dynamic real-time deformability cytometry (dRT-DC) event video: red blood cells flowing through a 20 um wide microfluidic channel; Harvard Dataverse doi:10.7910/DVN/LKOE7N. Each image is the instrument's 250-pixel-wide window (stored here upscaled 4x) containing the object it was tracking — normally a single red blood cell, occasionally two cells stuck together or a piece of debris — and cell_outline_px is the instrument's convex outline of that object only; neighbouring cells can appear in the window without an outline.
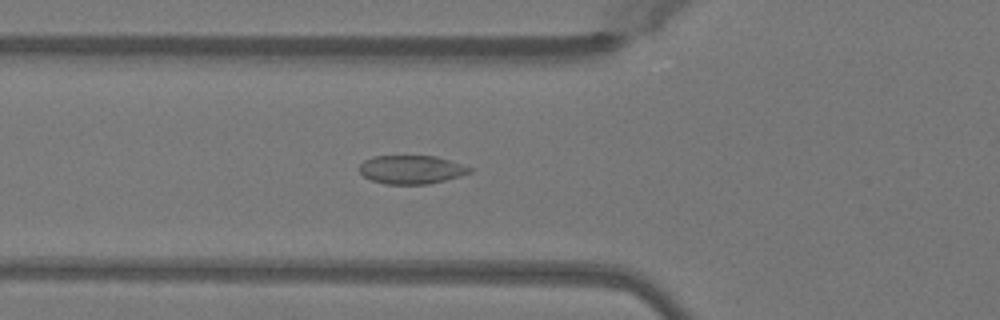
{"species": "Egyptian fruit bat (a non-hibernating species)", "species_latin": "Rousettus aegyptiacus", "temperature_condition": "warm", "stored_images_in_passage": 49, "camera_frame_rate_fps": 3000, "um_per_image_px": 0.085, "animal": {"sex": "female"}, "frame": {"image": 1, "passage_image": 17, "time_ms": 5.333, "image_size_px": [1000, 320], "cell_outline_px": [[472, 172], [460, 176], [428, 184], [384, 184], [372, 180], [364, 176], [360, 172], [360, 164], [364, 160], [372, 156], [436, 156], [472, 168]], "centroid_in_image_um": [34.95, 14.41], "position_along_channel_um": 90.9, "area_um2": 18.21}}
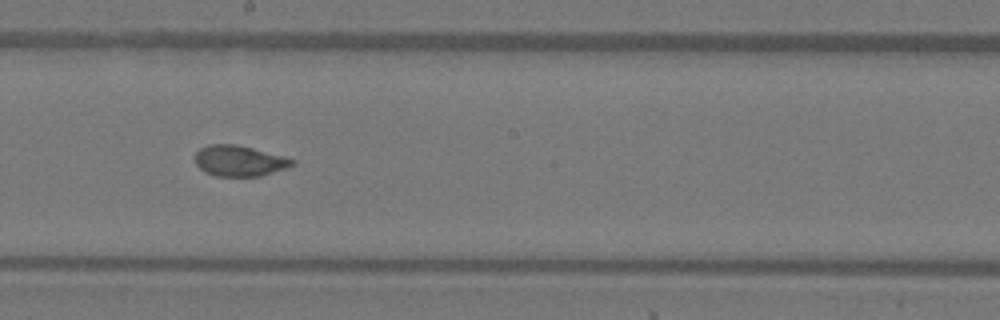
{"frame": {"image": 2, "passage_image": 27, "time_ms": 8.667, "image_size_px": [1000, 320], "cell_outline_px": [[296, 164], [288, 168], [260, 176], [216, 176], [204, 172], [196, 164], [196, 152], [200, 148], [208, 144], [236, 144], [284, 156], [296, 160]], "centroid_in_image_um": [20.37, 13.67], "position_along_channel_um": 227.8, "area_um2": 17.51}}
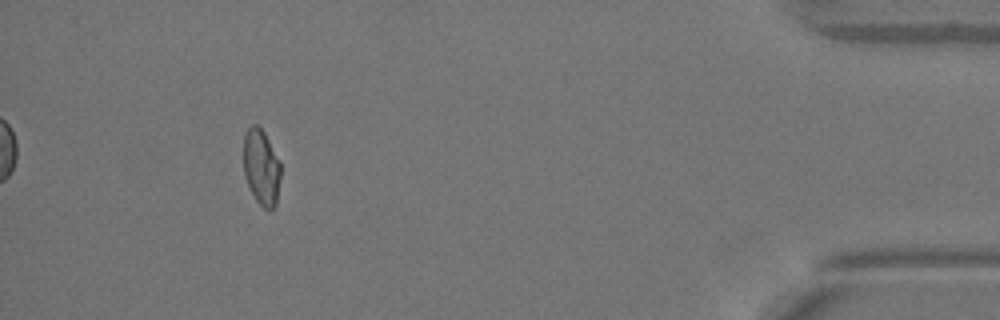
{"frame": {"image": 3, "passage_image": 45, "time_ms": 14.667, "image_size_px": [1000, 320], "cell_outline_px": [[280, 176], [276, 204], [268, 212], [256, 200], [244, 176], [244, 132], [252, 124], [256, 124], [264, 132], [280, 160]], "centroid_in_image_um": [22.21, 14.2], "position_along_channel_um": 413.0, "area_um2": 16.42}}